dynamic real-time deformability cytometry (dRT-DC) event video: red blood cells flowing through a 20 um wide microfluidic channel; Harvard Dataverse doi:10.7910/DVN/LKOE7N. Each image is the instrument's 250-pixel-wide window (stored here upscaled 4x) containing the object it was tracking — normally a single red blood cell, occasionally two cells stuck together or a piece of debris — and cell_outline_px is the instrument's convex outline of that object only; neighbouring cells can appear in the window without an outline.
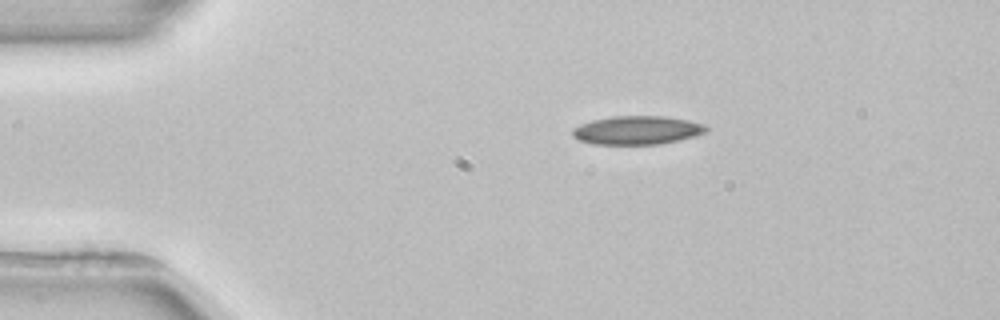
{"species": "common noctule bat (a hibernating species)", "species_latin": "Nyctalus noctula", "temperature_condition": "room temperature", "stored_images_in_passage": 3, "camera_frame_rate_fps": 3000, "um_per_image_px": 0.085, "animal": {"sex": "female", "body_mass_g": 22.7, "forearm_length_mm": 54.2}, "frame": {"image": 1, "passage_image": 3, "time_ms": 2.667, "image_size_px": [1000, 320], "cell_outline_px": [[712, 128], [708, 132], [696, 136], [680, 140], [660, 144], [592, 144], [580, 140], [572, 136], [572, 128], [580, 124], [592, 120], [612, 116], [664, 116], [688, 120], [704, 124]], "centroid_in_image_um": [54.2, 11.06], "position_along_channel_um": 30.8, "area_um2": 22.54}}